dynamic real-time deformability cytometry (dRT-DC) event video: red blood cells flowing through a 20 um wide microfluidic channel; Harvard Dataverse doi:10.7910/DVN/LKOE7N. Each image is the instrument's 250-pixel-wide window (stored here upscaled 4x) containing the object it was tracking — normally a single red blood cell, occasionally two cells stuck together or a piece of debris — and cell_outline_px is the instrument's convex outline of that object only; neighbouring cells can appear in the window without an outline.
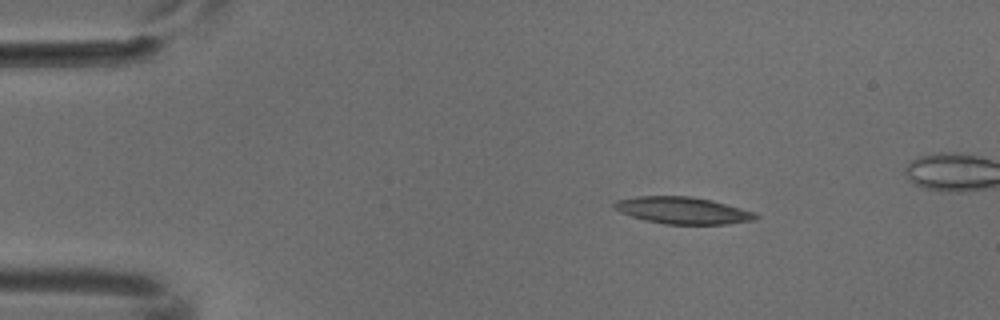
{"species": "common noctule bat (a hibernating species)", "species_latin": "Nyctalus noctula", "temperature_condition": "cold", "stored_images_in_passage": 5, "camera_frame_rate_fps": 3000, "um_per_image_px": 0.085, "animal": {"sex": "male", "body_mass_g": 18.8}, "frame": {"image": 1, "passage_image": 2, "time_ms": 0.333, "image_size_px": [1000, 320], "cell_outline_px": [[760, 216], [756, 220], [728, 224], [664, 224], [644, 220], [620, 212], [612, 204], [616, 200], [636, 196], [692, 196], [712, 200], [740, 208], [752, 212]], "centroid_in_image_um": [58.03, 17.88], "position_along_channel_um": 27.0, "area_um2": 22.14}}
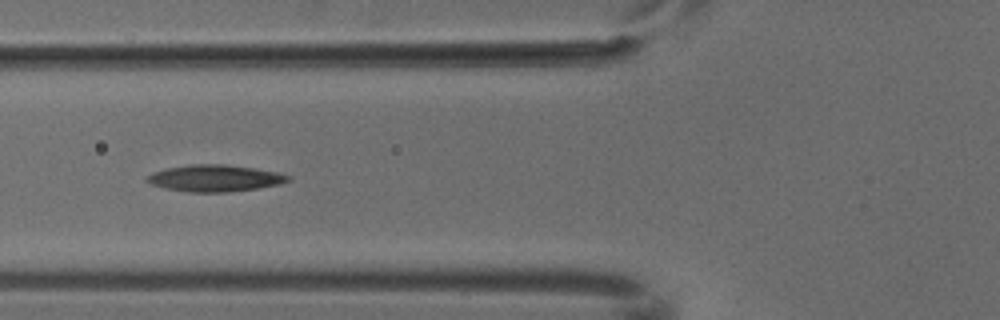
{"frame": {"image": 2, "passage_image": 5, "time_ms": 1.333, "image_size_px": [1000, 320], "cell_outline_px": [[292, 180], [280, 184], [256, 188], [228, 192], [188, 192], [164, 188], [152, 184], [144, 180], [152, 172], [168, 168], [192, 164], [224, 164], [252, 168], [276, 172], [288, 176]], "centroid_in_image_um": [18.23, 15.15], "position_along_channel_um": 107.6, "area_um2": 21.73}}